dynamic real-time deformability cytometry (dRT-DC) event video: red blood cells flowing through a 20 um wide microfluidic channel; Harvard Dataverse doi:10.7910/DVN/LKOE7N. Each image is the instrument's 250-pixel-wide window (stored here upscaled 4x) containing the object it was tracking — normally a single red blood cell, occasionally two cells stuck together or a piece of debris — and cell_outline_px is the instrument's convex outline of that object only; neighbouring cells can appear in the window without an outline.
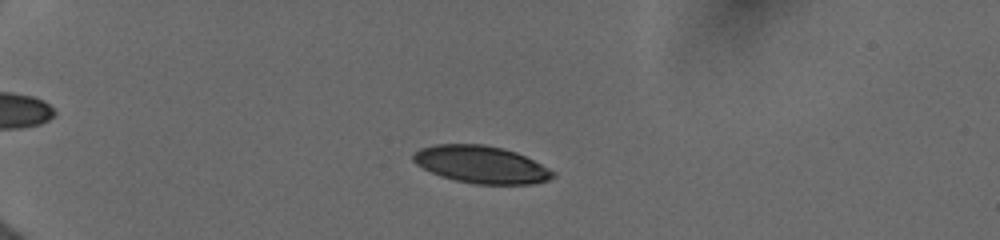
{"species": "human", "species_latin": "Homo sapiens", "temperature_condition": "cold", "stored_images_in_passage": 12, "camera_frame_rate_fps": 3000, "um_per_image_px": 0.085, "donor": {"sex": "female"}, "frame": {"image": 1, "passage_image": 7, "time_ms": 3.333, "image_size_px": [1000, 240], "cell_outline_px": [[556, 176], [548, 180], [532, 184], [476, 184], [456, 180], [440, 176], [416, 164], [412, 160], [412, 152], [420, 148], [436, 144], [484, 144], [516, 152], [556, 172]], "centroid_in_image_um": [40.88, 13.98], "position_along_channel_um": 44.1, "area_um2": 30.29}}
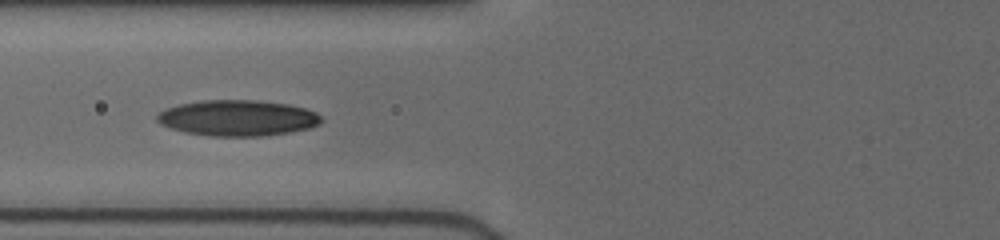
{"frame": {"image": 2, "passage_image": 10, "time_ms": 6.333, "image_size_px": [1000, 240], "cell_outline_px": [[324, 120], [320, 124], [308, 128], [292, 132], [268, 136], [208, 136], [184, 132], [160, 124], [156, 120], [156, 116], [160, 112], [168, 108], [180, 104], [204, 100], [256, 100], [288, 104], [304, 108], [316, 112]], "centroid_in_image_um": [20.23, 10.04], "position_along_channel_um": 105.6, "area_um2": 34.45}}
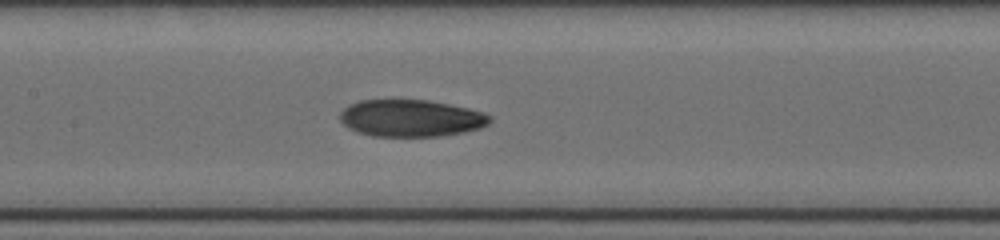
{"frame": {"image": 3, "passage_image": 12, "time_ms": 8.0, "image_size_px": [1000, 240], "cell_outline_px": [[492, 120], [488, 124], [480, 128], [464, 132], [440, 136], [372, 136], [348, 128], [340, 120], [340, 112], [348, 104], [360, 100], [392, 96], [428, 100], [468, 108], [484, 112], [492, 116]], "centroid_in_image_um": [34.9, 9.99], "position_along_channel_um": 172.5, "area_um2": 33.35}}